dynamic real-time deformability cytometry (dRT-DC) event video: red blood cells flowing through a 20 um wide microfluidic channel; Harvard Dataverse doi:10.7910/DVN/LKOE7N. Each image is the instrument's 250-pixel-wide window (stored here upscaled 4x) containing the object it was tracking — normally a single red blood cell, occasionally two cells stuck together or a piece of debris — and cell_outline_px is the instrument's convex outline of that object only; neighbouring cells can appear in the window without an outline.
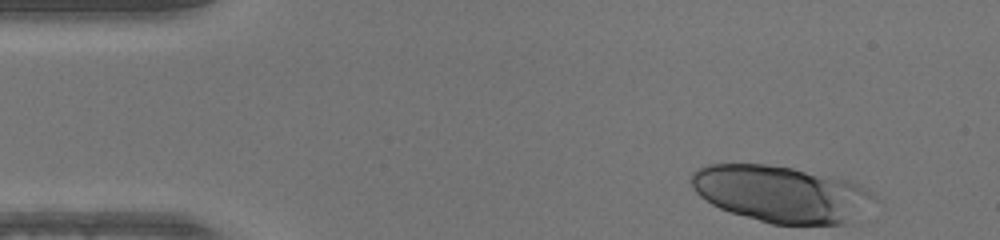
{"species": "human", "species_latin": "Homo sapiens", "temperature_condition": "warm", "stored_images_in_passage": 45, "camera_frame_rate_fps": 3000, "um_per_image_px": 0.085, "donor": {"sex": "male"}, "frame": {"image": 1, "passage_image": 1, "time_ms": 0.0, "image_size_px": [1000, 240], "cell_outline_px": [[876, 196], [852, 224], [772, 224], [732, 212], [720, 208], [712, 204], [700, 196], [692, 188], [692, 172], [696, 168], [708, 164], [764, 164], [792, 168], [852, 180], [868, 188]], "centroid_in_image_um": [66.43, 16.48], "position_along_channel_um": 18.6, "area_um2": 60.4}}